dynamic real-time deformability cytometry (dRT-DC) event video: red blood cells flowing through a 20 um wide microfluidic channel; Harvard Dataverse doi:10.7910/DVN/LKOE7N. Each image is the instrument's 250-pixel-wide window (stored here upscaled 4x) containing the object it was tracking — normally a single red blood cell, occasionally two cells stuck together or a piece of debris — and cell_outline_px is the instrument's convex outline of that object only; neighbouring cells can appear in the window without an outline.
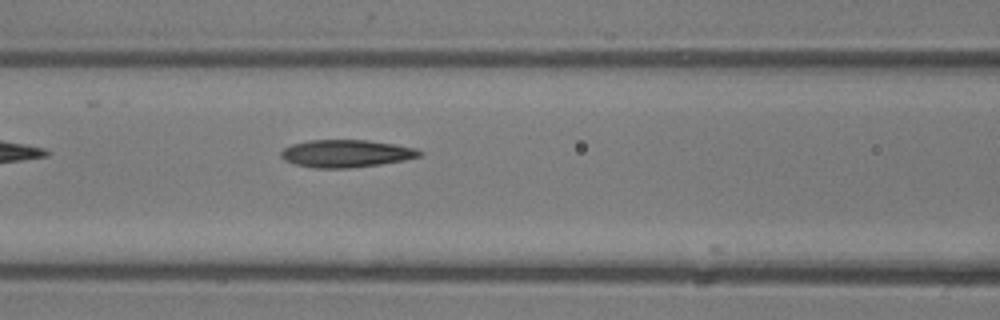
{"species": "common noctule bat (a hibernating species)", "species_latin": "Nyctalus noctula", "temperature_condition": "room temperature", "stored_images_in_passage": 4, "camera_frame_rate_fps": 3000, "um_per_image_px": 0.085, "animal": {"sex": "male", "body_mass_g": 13.3}, "frame": {"image": 1, "passage_image": 4, "time_ms": 3.667, "image_size_px": [1000, 320], "cell_outline_px": [[424, 152], [420, 156], [404, 160], [380, 164], [348, 168], [312, 168], [296, 164], [284, 160], [280, 156], [280, 152], [284, 148], [292, 144], [312, 140], [368, 140], [396, 144], [416, 148]], "centroid_in_image_um": [29.43, 13.05], "position_along_channel_um": 137.2, "area_um2": 22.25}}